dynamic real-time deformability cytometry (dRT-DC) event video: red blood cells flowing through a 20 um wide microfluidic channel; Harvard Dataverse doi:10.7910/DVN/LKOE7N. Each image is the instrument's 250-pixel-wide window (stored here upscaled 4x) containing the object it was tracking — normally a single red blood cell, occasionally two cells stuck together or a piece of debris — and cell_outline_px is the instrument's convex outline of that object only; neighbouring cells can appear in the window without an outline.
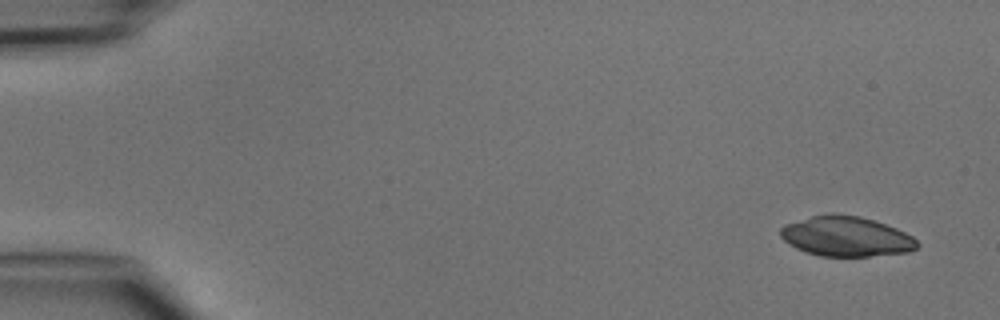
{"species": "common noctule bat (a hibernating species)", "species_latin": "Nyctalus noctula", "temperature_condition": "cold", "stored_images_in_passage": 4, "camera_frame_rate_fps": 3000, "um_per_image_px": 0.085, "animal": {"sex": "male", "body_mass_g": 15.6}, "frame": {"image": 1, "passage_image": 1, "time_ms": 0.0, "image_size_px": [1000, 320], "cell_outline_px": [[920, 244], [916, 248], [908, 252], [868, 256], [820, 256], [804, 252], [788, 244], [780, 236], [780, 228], [784, 224], [812, 216], [828, 212], [832, 212], [860, 216], [896, 228], [912, 236]], "centroid_in_image_um": [71.88, 20.08], "position_along_channel_um": 13.1, "area_um2": 32.02}}